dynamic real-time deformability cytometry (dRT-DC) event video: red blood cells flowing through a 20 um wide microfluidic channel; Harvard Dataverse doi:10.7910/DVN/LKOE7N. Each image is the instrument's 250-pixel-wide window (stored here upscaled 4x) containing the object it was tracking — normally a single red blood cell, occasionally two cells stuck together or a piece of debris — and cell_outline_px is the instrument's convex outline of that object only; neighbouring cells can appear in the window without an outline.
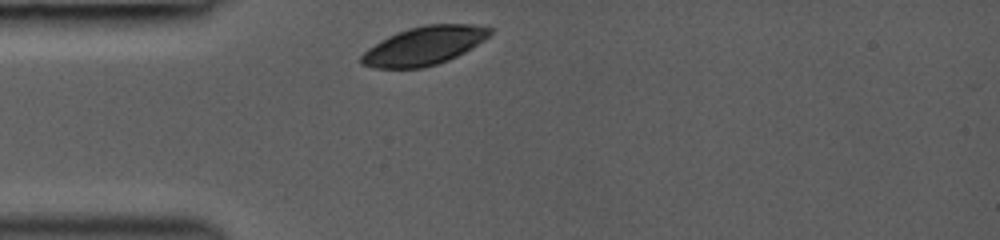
{"species": "common noctule bat (a hibernating species)", "species_latin": "Nyctalus noctula", "temperature_condition": "room temperature", "stored_images_in_passage": 29, "camera_frame_rate_fps": 3000, "um_per_image_px": 0.085, "animal": {"sex": "female", "body_mass_g": 19.0, "forearm_length_mm": 53.3}, "frame": {"image": 1, "passage_image": 1, "time_ms": 0.0, "image_size_px": [1000, 240], "cell_outline_px": [[492, 32], [484, 40], [464, 52], [448, 60], [424, 68], [376, 68], [360, 64], [360, 56], [368, 48], [388, 36], [408, 28], [424, 24], [472, 24], [492, 28]], "centroid_in_image_um": [36.03, 3.89], "position_along_channel_um": 49.0, "area_um2": 28.73}}
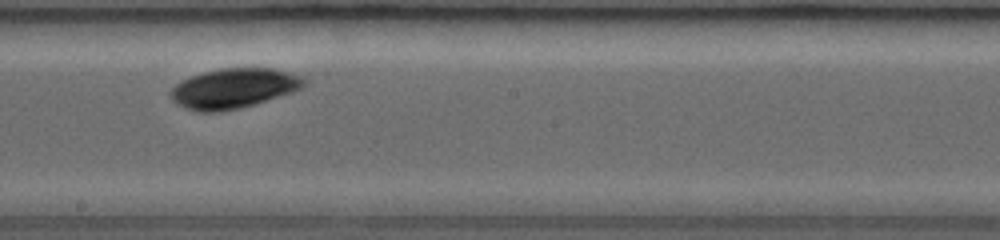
{"frame": {"image": 2, "passage_image": 15, "time_ms": 4.667, "image_size_px": [1000, 240], "cell_outline_px": [[308, 80], [300, 88], [292, 92], [256, 104], [240, 108], [220, 112], [200, 112], [184, 108], [176, 104], [172, 100], [168, 92], [180, 80], [204, 72], [220, 68], [276, 68], [304, 76]], "centroid_in_image_um": [19.86, 7.51], "position_along_channel_um": 228.3, "area_um2": 31.39}}
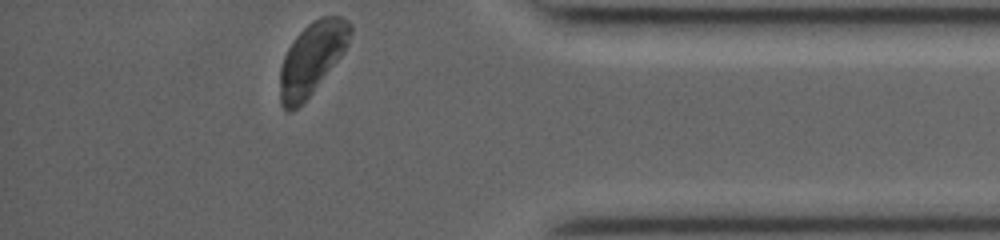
{"frame": {"image": 3, "passage_image": 29, "time_ms": 9.333, "image_size_px": [1000, 240], "cell_outline_px": [[352, 32], [348, 44], [340, 56], [312, 92], [292, 112], [288, 112], [280, 104], [280, 68], [284, 56], [288, 48], [296, 36], [312, 20], [320, 16], [340, 16], [348, 20], [352, 28]], "centroid_in_image_um": [26.5, 4.94], "position_along_channel_um": 408.7, "area_um2": 29.13}}